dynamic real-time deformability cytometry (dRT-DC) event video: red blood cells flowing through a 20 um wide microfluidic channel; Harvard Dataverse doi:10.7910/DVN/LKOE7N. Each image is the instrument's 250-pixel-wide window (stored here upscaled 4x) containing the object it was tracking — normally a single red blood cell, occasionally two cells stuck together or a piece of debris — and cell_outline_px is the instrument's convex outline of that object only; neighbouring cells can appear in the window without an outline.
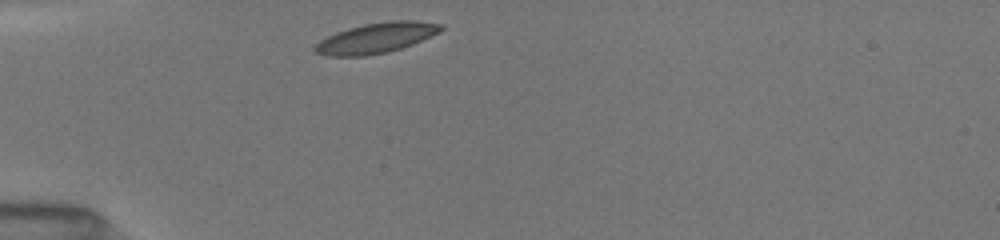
{"species": "common noctule bat (a hibernating species)", "species_latin": "Nyctalus noctula", "temperature_condition": "room temperature", "stored_images_in_passage": 32, "camera_frame_rate_fps": 3000, "um_per_image_px": 0.085, "animal": {"sex": "female", "body_mass_g": 19.5, "forearm_length_mm": 54.1}, "frame": {"image": 1, "passage_image": 1, "time_ms": 0.0, "image_size_px": [1000, 240], "cell_outline_px": [[444, 28], [412, 44], [400, 48], [384, 52], [364, 56], [328, 56], [316, 52], [312, 48], [320, 40], [336, 32], [348, 28], [364, 24], [392, 20], [412, 20], [440, 24]], "centroid_in_image_um": [31.9, 3.22], "position_along_channel_um": 53.1, "area_um2": 21.73}}
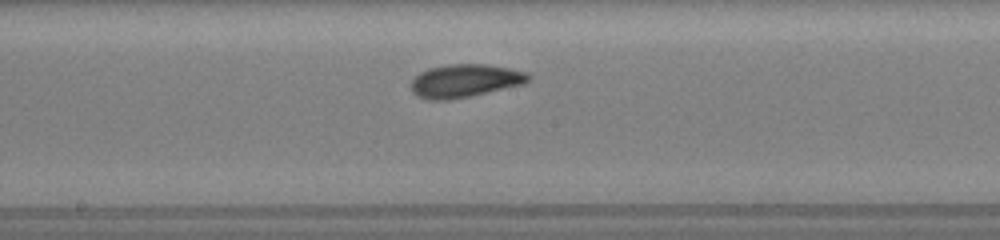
{"frame": {"image": 2, "passage_image": 14, "time_ms": 4.333, "image_size_px": [1000, 240], "cell_outline_px": [[528, 80], [524, 84], [452, 100], [428, 100], [416, 96], [412, 92], [412, 80], [420, 72], [428, 68], [448, 64], [488, 64], [508, 68], [524, 72], [528, 76]], "centroid_in_image_um": [39.46, 6.87], "position_along_channel_um": 208.7, "area_um2": 22.54}}
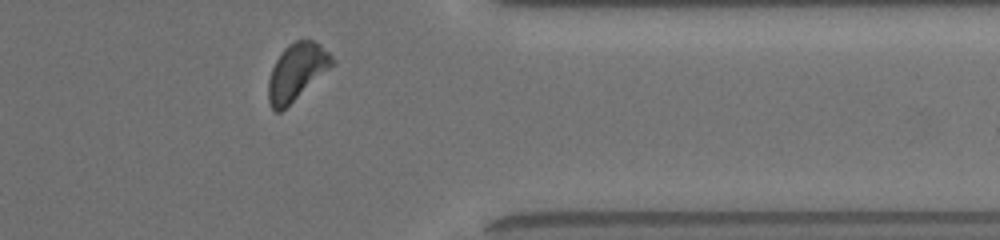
{"frame": {"image": 3, "passage_image": 28, "time_ms": 9.0, "image_size_px": [1000, 240], "cell_outline_px": [[336, 64], [280, 112], [276, 112], [272, 108], [268, 100], [268, 80], [272, 68], [276, 60], [284, 48], [288, 44], [296, 40], [312, 40], [320, 44], [336, 60]], "centroid_in_image_um": [25.24, 6.09], "position_along_channel_um": 386.2, "area_um2": 21.1}, "authors_computed_cell_mechanics": {"area_um2": 21.1837, "velocity_mm_per_s": 3.9839, "shape_relaxation_time_tau1_ms": 2.0132, "shape_relaxation_time_tau2_ms": 6.9663, "deformation_change_tau1": 0.0882, "deformation_change_tau2": 0.1213}}